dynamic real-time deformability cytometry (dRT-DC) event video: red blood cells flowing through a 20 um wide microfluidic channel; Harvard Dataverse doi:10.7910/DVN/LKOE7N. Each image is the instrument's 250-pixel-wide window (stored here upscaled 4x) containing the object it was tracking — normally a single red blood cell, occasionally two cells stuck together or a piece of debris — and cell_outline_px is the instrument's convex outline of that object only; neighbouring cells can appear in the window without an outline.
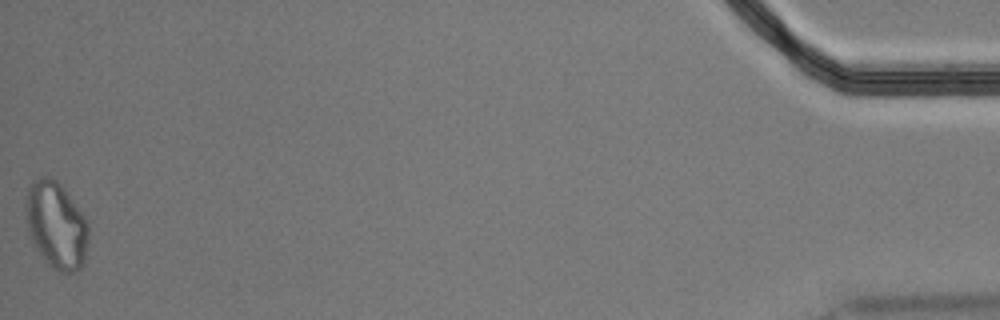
{"species": "Egyptian fruit bat (a non-hibernating species)", "species_latin": "Rousettus aegyptiacus", "temperature_condition": "cold", "stored_images_in_passage": 50, "segment_of_instrument_passage": [2, 2], "camera_frame_rate_fps": 3000, "um_per_image_px": 0.085, "animal": {"sex": "male"}, "frame": {"image": 1, "passage_image": 50, "time_ms": 16.333, "image_size_px": [1000, 320], "cell_outline_px": [[88, 240], [84, 264], [80, 268], [72, 272], [60, 272], [48, 264], [44, 260], [36, 248], [28, 232], [24, 208], [28, 188], [32, 180], [40, 176], [48, 176], [56, 180], [60, 184], [84, 216], [88, 224]], "centroid_in_image_um": [4.76, 19.13], "position_along_channel_um": 430.4, "area_um2": 31.79}}